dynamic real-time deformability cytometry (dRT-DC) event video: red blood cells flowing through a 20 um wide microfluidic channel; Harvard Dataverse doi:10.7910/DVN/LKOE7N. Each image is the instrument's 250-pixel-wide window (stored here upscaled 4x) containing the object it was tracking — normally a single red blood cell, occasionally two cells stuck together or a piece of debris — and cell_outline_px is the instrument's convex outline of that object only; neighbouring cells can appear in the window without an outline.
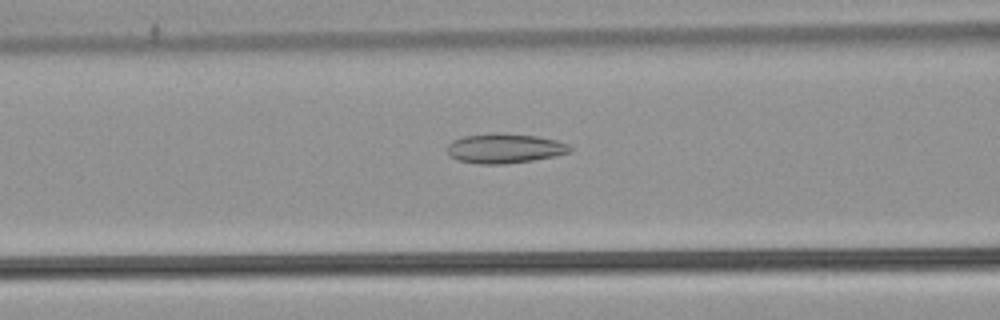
{"species": "common noctule bat (a hibernating species)", "species_latin": "Nyctalus noctula", "temperature_condition": "warm", "stored_images_in_passage": 50, "camera_frame_rate_fps": 3000, "um_per_image_px": 0.085, "animal": {"sex": "male", "body_mass_g": 21.5, "forearm_length_mm": 52.0}, "frame": {"image": 1, "passage_image": 19, "time_ms": 6.0, "image_size_px": [1000, 320], "cell_outline_px": [[572, 152], [556, 156], [532, 160], [504, 164], [480, 164], [460, 160], [452, 156], [448, 152], [448, 144], [452, 140], [464, 136], [492, 132], [504, 132], [536, 136], [556, 140], [568, 144], [572, 148]], "centroid_in_image_um": [42.93, 12.59], "position_along_channel_um": 123.7, "area_um2": 21.33}}
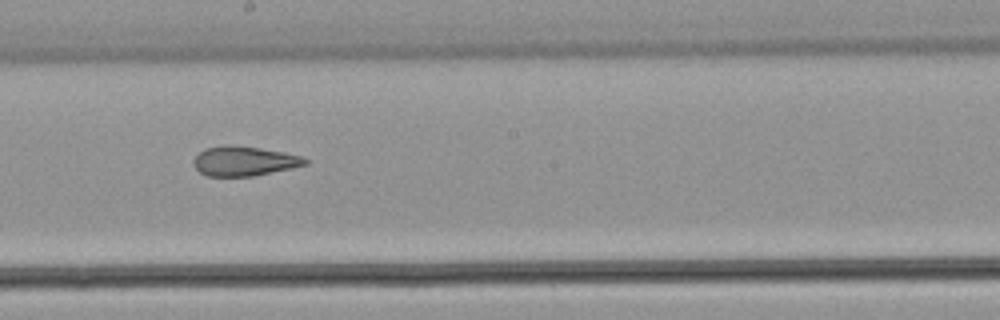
{"frame": {"image": 2, "passage_image": 27, "time_ms": 8.667, "image_size_px": [1000, 320], "cell_outline_px": [[308, 164], [292, 168], [252, 176], [208, 176], [200, 172], [192, 164], [192, 160], [204, 148], [224, 144], [228, 144], [260, 148], [284, 152], [300, 156], [308, 160]], "centroid_in_image_um": [20.72, 13.68], "position_along_channel_um": 227.5, "area_um2": 19.31}}
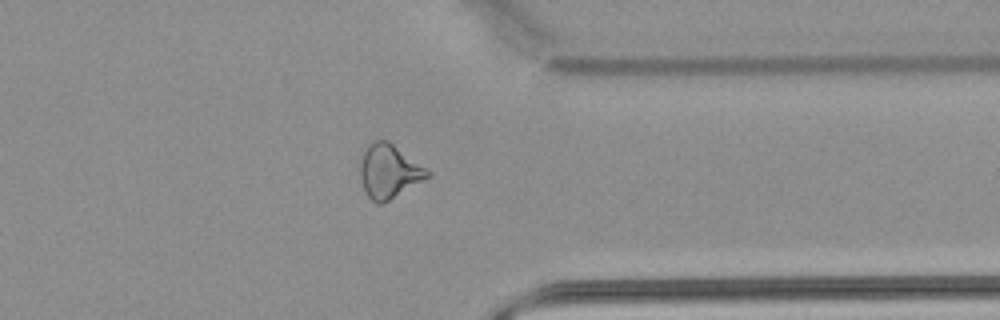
{"frame": {"image": 3, "passage_image": 39, "time_ms": 12.667, "image_size_px": [1000, 320], "cell_outline_px": [[432, 172], [428, 176], [384, 204], [376, 204], [364, 192], [360, 176], [360, 164], [364, 152], [368, 144], [372, 140], [388, 140]], "centroid_in_image_um": [33.03, 14.56], "position_along_channel_um": 378.4, "area_um2": 20.98}, "authors_computed_cell_mechanics": {"area_um2": 22.3686, "velocity_mm_per_s": 3.8965, "shape_relaxation_time_tau1_ms": null, "shape_relaxation_time_tau2_ms": 2.3584, "deformation_change_tau1": null, "deformation_change_tau2": 0.1066}}